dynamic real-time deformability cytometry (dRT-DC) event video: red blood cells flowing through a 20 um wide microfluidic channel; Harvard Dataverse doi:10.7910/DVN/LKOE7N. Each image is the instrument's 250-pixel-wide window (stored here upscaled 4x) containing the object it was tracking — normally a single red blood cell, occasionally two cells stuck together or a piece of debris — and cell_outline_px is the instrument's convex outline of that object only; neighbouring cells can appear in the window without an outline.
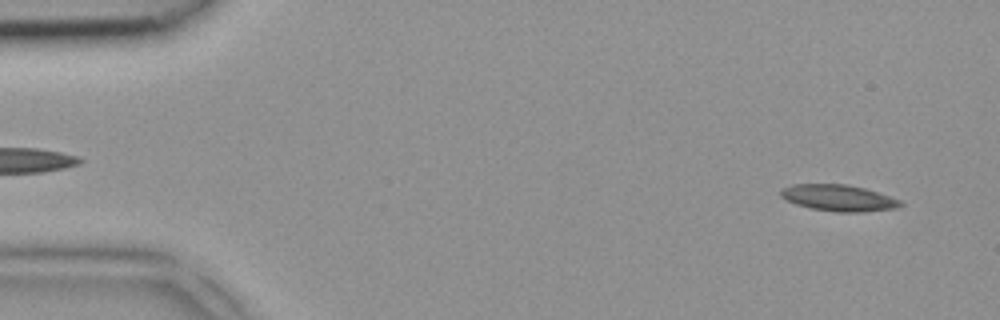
{"species": "common noctule bat (a hibernating species)", "species_latin": "Nyctalus noctula", "temperature_condition": "room temperature", "stored_images_in_passage": 3, "segment_of_instrument_passage": [2, 2], "camera_frame_rate_fps": 3000, "um_per_image_px": 0.085, "animal": {"sex": "female", "body_mass_g": 18.4}, "frame": {"image": 1, "passage_image": 3, "time_ms": 0.667, "image_size_px": [1000, 320], "cell_outline_px": [[904, 204], [896, 208], [864, 212], [836, 212], [808, 208], [796, 204], [780, 196], [780, 188], [792, 184], [848, 184], [864, 188], [900, 200]], "centroid_in_image_um": [71.24, 16.82], "position_along_channel_um": 13.8, "area_um2": 18.44}}